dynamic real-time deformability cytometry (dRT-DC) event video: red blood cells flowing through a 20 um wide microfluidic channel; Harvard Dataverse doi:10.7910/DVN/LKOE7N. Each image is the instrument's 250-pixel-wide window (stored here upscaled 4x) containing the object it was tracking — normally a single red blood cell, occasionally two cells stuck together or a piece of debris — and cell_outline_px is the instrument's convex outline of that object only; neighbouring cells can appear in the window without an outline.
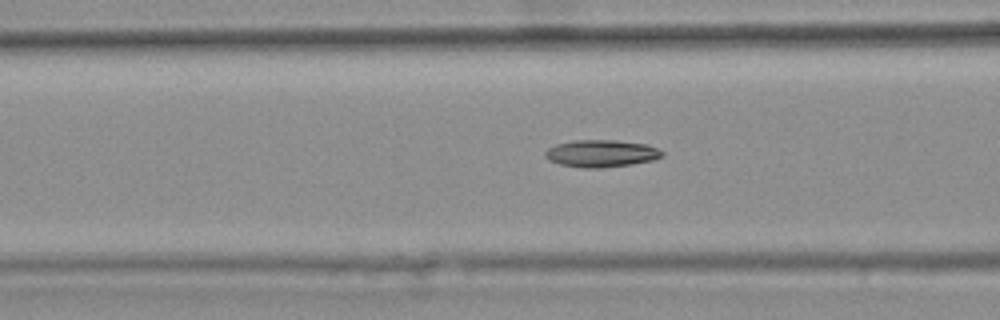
{"species": "common noctule bat (a hibernating species)", "species_latin": "Nyctalus noctula", "temperature_condition": "warm", "stored_images_in_passage": 48, "camera_frame_rate_fps": 3000, "um_per_image_px": 0.085, "animal": {"sex": "female", "body_mass_g": 25.1}, "frame": {"image": 1, "passage_image": 21, "time_ms": 6.667, "image_size_px": [1000, 320], "cell_outline_px": [[664, 156], [652, 160], [632, 164], [600, 168], [584, 168], [560, 164], [548, 160], [544, 156], [544, 152], [548, 148], [556, 144], [572, 140], [616, 140], [648, 144], [664, 152]], "centroid_in_image_um": [51.1, 13.04], "position_along_channel_um": 115.5, "area_um2": 18.67}, "authors_computed_cell_mechanics": {"area_um2": 17.7446, "velocity_mm_per_s": 3.7543, "shape_relaxation_time_tau1_ms": null, "shape_relaxation_time_tau2_ms": 5.1679, "deformation_change_tau1": null, "deformation_change_tau2": 0.1362}}